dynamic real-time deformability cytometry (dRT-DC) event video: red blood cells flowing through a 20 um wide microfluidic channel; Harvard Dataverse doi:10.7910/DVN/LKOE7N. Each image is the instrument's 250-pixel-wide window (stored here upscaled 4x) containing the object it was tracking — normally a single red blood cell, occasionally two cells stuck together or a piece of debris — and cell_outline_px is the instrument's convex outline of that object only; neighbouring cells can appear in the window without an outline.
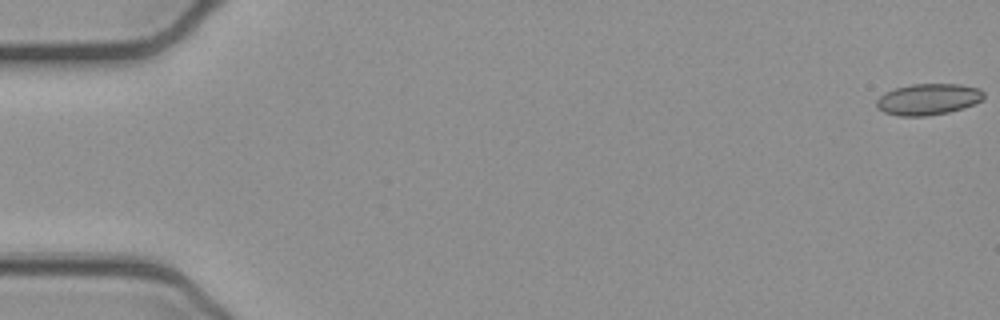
{"species": "common noctule bat (a hibernating species)", "species_latin": "Nyctalus noctula", "temperature_condition": "cold", "stored_images_in_passage": 53, "camera_frame_rate_fps": 3000, "um_per_image_px": 0.085, "animal": {"sex": "female", "body_mass_g": 21.9}, "frame": {"image": 1, "passage_image": 1, "time_ms": 0.0, "image_size_px": [1000, 320], "cell_outline_px": [[984, 96], [980, 100], [964, 108], [948, 112], [928, 116], [900, 116], [884, 112], [876, 108], [876, 100], [884, 92], [896, 88], [912, 84], [960, 84], [980, 88], [984, 92]], "centroid_in_image_um": [78.87, 8.44], "position_along_channel_um": 6.1, "area_um2": 19.59}}
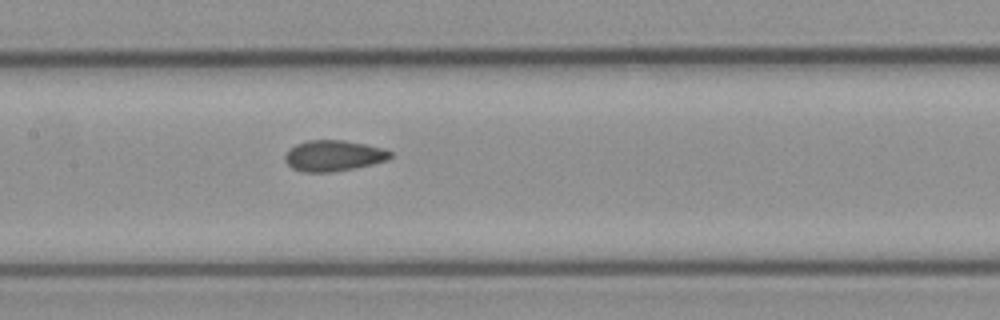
{"frame": {"image": 2, "passage_image": 26, "time_ms": 8.333, "image_size_px": [1000, 320], "cell_outline_px": [[392, 156], [388, 160], [356, 168], [332, 172], [304, 172], [292, 168], [284, 160], [284, 156], [296, 144], [308, 140], [344, 140], [384, 148], [392, 152]], "centroid_in_image_um": [28.37, 13.24], "position_along_channel_um": 179.0, "area_um2": 18.96}}
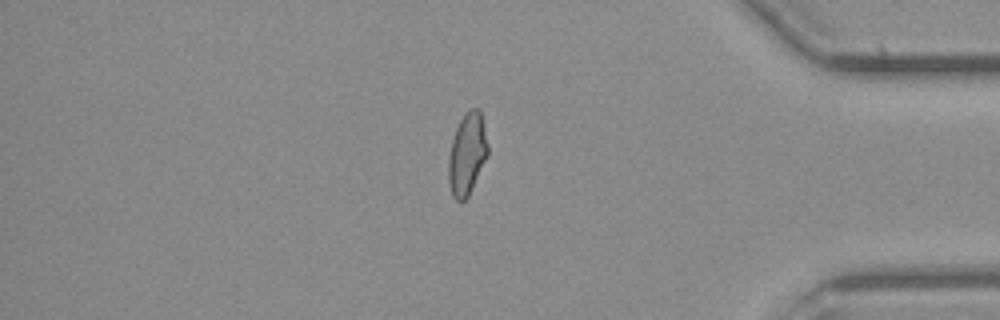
{"frame": {"image": 3, "passage_image": 45, "time_ms": 14.667, "image_size_px": [1000, 320], "cell_outline_px": [[488, 156], [468, 196], [464, 200], [456, 200], [452, 196], [448, 180], [448, 160], [452, 140], [456, 128], [464, 112], [468, 108], [480, 108], [488, 144]], "centroid_in_image_um": [39.71, 13.06], "position_along_channel_um": 395.5, "area_um2": 18.9}, "authors_computed_cell_mechanics": {"area_um2": 19.0162, "velocity_mm_per_s": 3.9035, "shape_relaxation_time_tau1_ms": null, "shape_relaxation_time_tau2_ms": 1.2711, "deformation_change_tau1": null, "deformation_change_tau2": 0.0761}}